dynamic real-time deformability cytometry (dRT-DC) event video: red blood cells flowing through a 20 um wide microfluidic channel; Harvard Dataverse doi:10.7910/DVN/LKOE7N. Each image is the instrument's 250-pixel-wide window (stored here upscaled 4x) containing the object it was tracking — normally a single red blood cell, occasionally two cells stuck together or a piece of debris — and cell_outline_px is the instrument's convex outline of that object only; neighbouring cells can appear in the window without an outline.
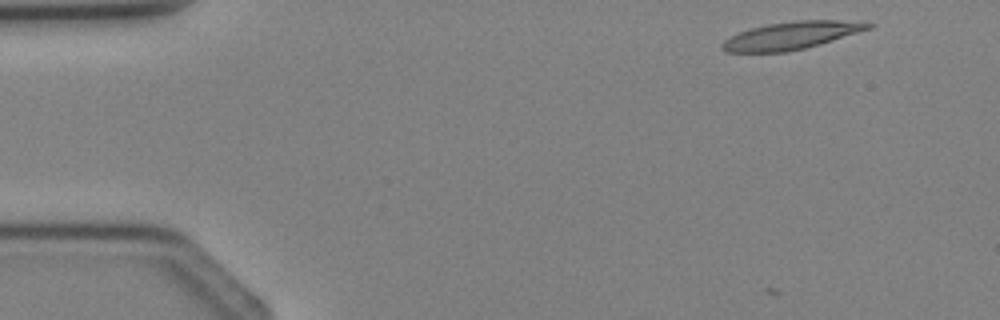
{"species": "Egyptian fruit bat (a non-hibernating species)", "species_latin": "Rousettus aegyptiacus", "temperature_condition": "cold", "stored_images_in_passage": 4, "camera_frame_rate_fps": 3000, "um_per_image_px": 0.085, "animal": {"sex": "female"}, "frame": {"image": 1, "passage_image": 1, "time_ms": 0.0, "image_size_px": [1000, 320], "cell_outline_px": [[876, 24], [872, 28], [820, 44], [804, 48], [784, 52], [724, 52], [720, 48], [720, 44], [724, 40], [740, 32], [752, 28], [768, 24], [800, 20], [836, 20]], "centroid_in_image_um": [67.24, 3.03], "position_along_channel_um": 17.8, "area_um2": 23.18}}